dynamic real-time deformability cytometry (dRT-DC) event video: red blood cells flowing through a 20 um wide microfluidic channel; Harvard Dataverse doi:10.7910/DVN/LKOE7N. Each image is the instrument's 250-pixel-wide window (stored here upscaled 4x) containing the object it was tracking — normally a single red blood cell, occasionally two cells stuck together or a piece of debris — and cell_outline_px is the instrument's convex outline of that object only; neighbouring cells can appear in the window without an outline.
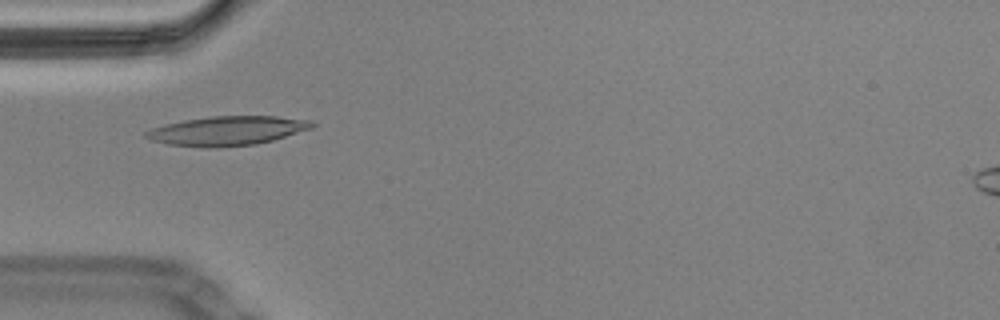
{"species": "Egyptian fruit bat (a non-hibernating species)", "species_latin": "Rousettus aegyptiacus", "temperature_condition": "cold", "stored_images_in_passage": 45, "camera_frame_rate_fps": 3000, "um_per_image_px": 0.085, "animal": {"sex": "male"}, "frame": {"image": 1, "passage_image": 5, "time_ms": 1.333, "image_size_px": [1000, 320], "cell_outline_px": [[316, 124], [312, 128], [272, 140], [256, 144], [220, 148], [208, 148], [168, 144], [152, 140], [144, 136], [144, 132], [152, 128], [184, 120], [212, 116], [276, 116], [312, 120]], "centroid_in_image_um": [19.33, 11.12], "position_along_channel_um": 65.7, "area_um2": 28.26}}
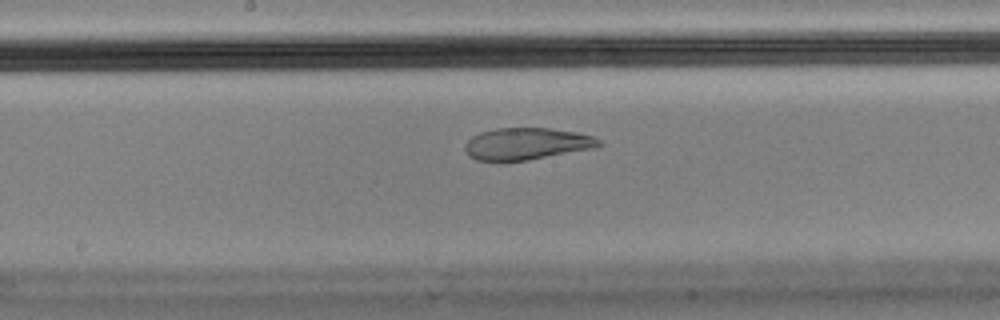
{"frame": {"image": 2, "passage_image": 17, "time_ms": 5.333, "image_size_px": [1000, 320], "cell_outline_px": [[604, 144], [596, 148], [528, 160], [476, 160], [468, 156], [464, 148], [464, 144], [472, 136], [480, 132], [496, 128], [548, 128], [576, 132], [592, 136], [600, 140]], "centroid_in_image_um": [44.77, 12.21], "position_along_channel_um": 203.4, "area_um2": 24.91}}
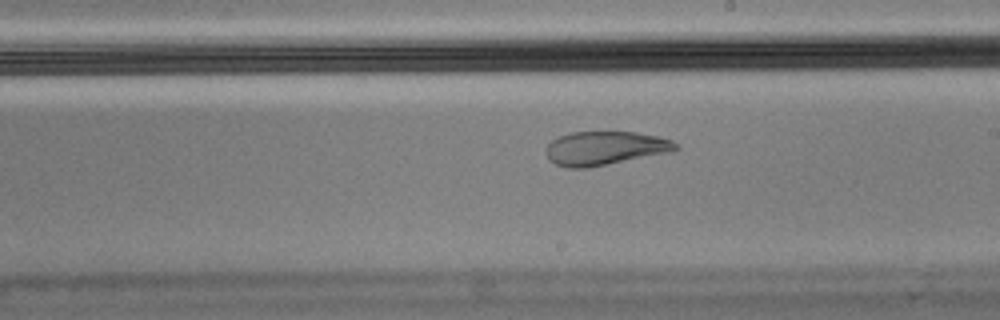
{"frame": {"image": 3, "passage_image": 20, "time_ms": 6.333, "image_size_px": [1000, 320], "cell_outline_px": [[680, 148], [672, 152], [588, 168], [568, 168], [556, 164], [548, 160], [548, 144], [552, 140], [560, 136], [572, 132], [636, 132], [656, 136], [672, 140]], "centroid_in_image_um": [51.45, 12.6], "position_along_channel_um": 237.5, "area_um2": 25.43}, "authors_computed_cell_mechanics": {"area_um2": 27.455, "velocity_mm_per_s": 3.435, "shape_relaxation_time_tau1_ms": null, "shape_relaxation_time_tau2_ms": 1.5003, "deformation_change_tau1": null, "deformation_change_tau2": 0.0681}}